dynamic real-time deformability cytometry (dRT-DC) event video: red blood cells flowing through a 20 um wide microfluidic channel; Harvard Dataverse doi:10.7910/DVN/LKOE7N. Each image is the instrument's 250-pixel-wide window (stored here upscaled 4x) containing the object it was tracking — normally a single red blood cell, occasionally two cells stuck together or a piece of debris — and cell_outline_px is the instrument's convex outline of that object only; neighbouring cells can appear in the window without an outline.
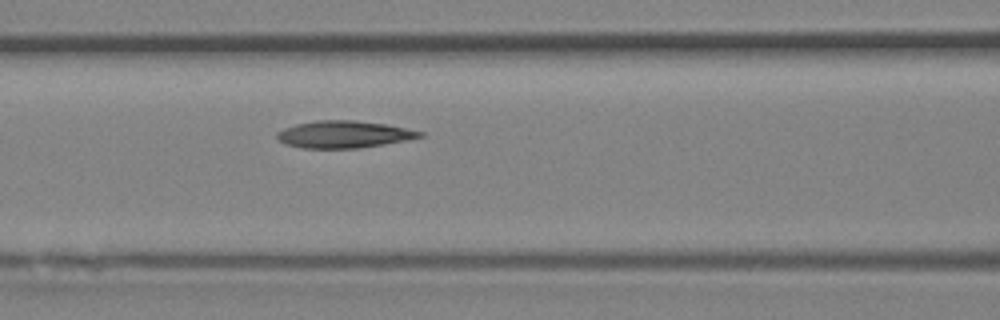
{"species": "Egyptian fruit bat (a non-hibernating species)", "species_latin": "Rousettus aegyptiacus", "temperature_condition": "room temperature", "stored_images_in_passage": 5, "camera_frame_rate_fps": 3000, "um_per_image_px": 0.085, "animal": {"sex": "female"}, "frame": {"image": 1, "passage_image": 5, "time_ms": 1.333, "image_size_px": [1000, 320], "cell_outline_px": [[424, 136], [384, 144], [360, 148], [304, 148], [284, 144], [276, 136], [276, 132], [284, 128], [296, 124], [316, 120], [356, 120], [384, 124], [424, 132]], "centroid_in_image_um": [29.19, 11.42], "position_along_channel_um": 137.4, "area_um2": 22.43}}